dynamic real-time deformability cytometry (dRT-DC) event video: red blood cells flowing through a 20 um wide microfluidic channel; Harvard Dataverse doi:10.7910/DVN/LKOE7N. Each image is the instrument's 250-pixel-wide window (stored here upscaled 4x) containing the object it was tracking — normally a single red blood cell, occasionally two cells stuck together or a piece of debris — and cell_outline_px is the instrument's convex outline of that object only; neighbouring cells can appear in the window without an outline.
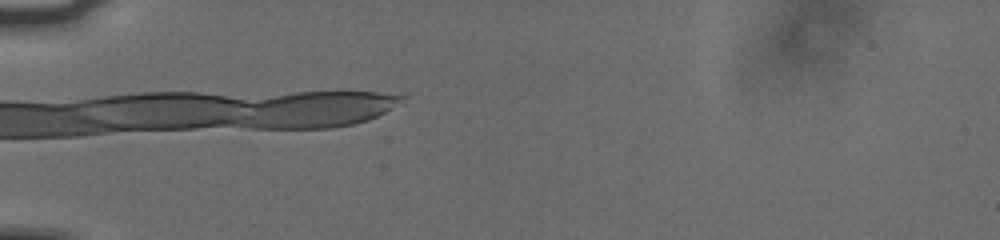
{"species": "human", "species_latin": "Homo sapiens", "temperature_condition": "cold", "stored_images_in_passage": 5, "segment_of_instrument_passage": [1, 2], "camera_frame_rate_fps": 3000, "um_per_image_px": 0.085, "donor": {"sex": "male"}, "frame": {"image": 1, "passage_image": 1, "time_ms": 0.0, "image_size_px": [1000, 240], "cell_outline_px": [[384, 96], [380, 112], [372, 116], [360, 120], [180, 128], [112, 128], [104, 124], [96, 100], [120, 96], [312, 92], [364, 92]], "centroid_in_image_um": [20.09, 9.29], "position_along_channel_um": 64.9, "area_um2": 62.19}}